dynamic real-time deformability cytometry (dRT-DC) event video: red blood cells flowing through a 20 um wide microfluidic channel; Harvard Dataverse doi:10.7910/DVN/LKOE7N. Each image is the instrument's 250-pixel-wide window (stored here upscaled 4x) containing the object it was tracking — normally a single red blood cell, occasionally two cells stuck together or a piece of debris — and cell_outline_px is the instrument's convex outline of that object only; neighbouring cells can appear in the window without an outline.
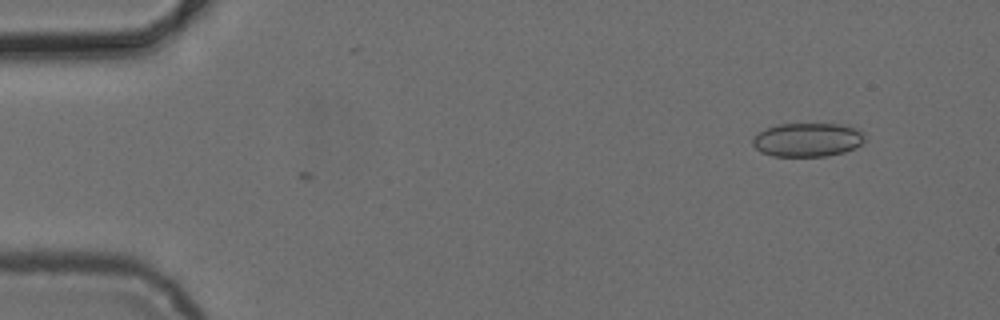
{"species": "common noctule bat (a hibernating species)", "species_latin": "Nyctalus noctula", "temperature_condition": "cold", "stored_images_in_passage": 5, "camera_frame_rate_fps": 3000, "um_per_image_px": 0.085, "animal": {"sex": "female", "body_mass_g": 24.6, "forearm_length_mm": 56.2}, "frame": {"image": 1, "passage_image": 1, "time_ms": 0.0, "image_size_px": [1000, 320], "cell_outline_px": [[864, 140], [856, 148], [844, 152], [828, 156], [772, 156], [760, 152], [752, 144], [752, 136], [776, 124], [848, 124], [864, 132]], "centroid_in_image_um": [68.65, 11.88], "position_along_channel_um": 16.3, "area_um2": 22.31}}
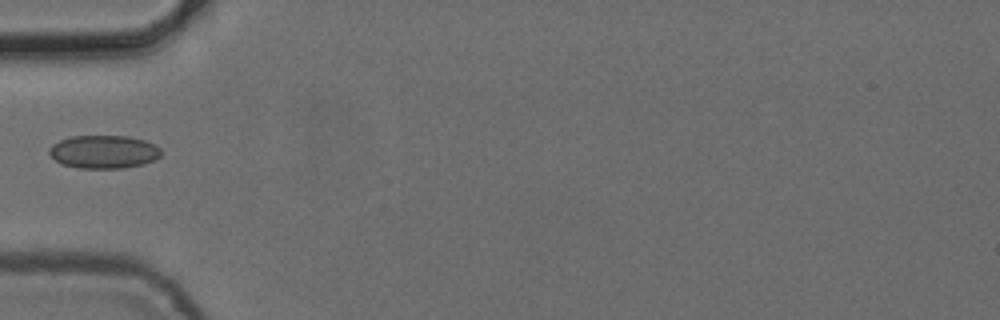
{"frame": {"image": 2, "passage_image": 4, "time_ms": 4.333, "image_size_px": [1000, 320], "cell_outline_px": [[160, 156], [144, 164], [124, 168], [76, 168], [64, 164], [56, 160], [48, 152], [48, 148], [52, 144], [60, 140], [72, 136], [128, 136], [144, 140], [160, 148]], "centroid_in_image_um": [8.79, 12.9], "position_along_channel_um": 76.2, "area_um2": 21.5}}
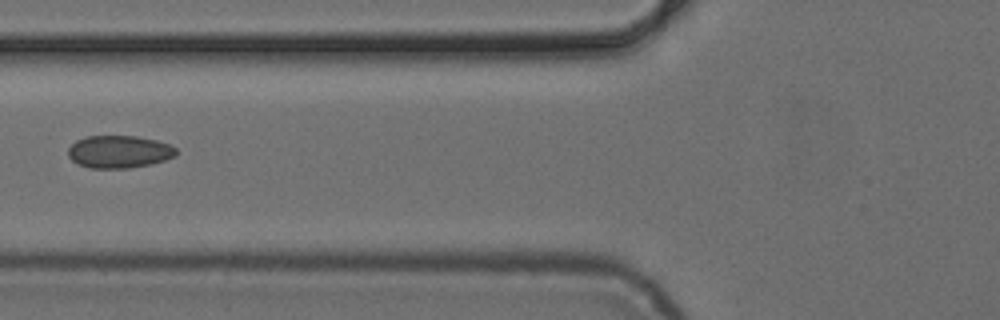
{"frame": {"image": 3, "passage_image": 5, "time_ms": 5.333, "image_size_px": [1000, 320], "cell_outline_px": [[176, 156], [152, 164], [128, 168], [88, 168], [76, 164], [68, 156], [68, 148], [76, 140], [84, 136], [136, 136], [156, 140], [168, 144], [176, 148]], "centroid_in_image_um": [10.09, 12.9], "position_along_channel_um": 115.7, "area_um2": 20.63}}